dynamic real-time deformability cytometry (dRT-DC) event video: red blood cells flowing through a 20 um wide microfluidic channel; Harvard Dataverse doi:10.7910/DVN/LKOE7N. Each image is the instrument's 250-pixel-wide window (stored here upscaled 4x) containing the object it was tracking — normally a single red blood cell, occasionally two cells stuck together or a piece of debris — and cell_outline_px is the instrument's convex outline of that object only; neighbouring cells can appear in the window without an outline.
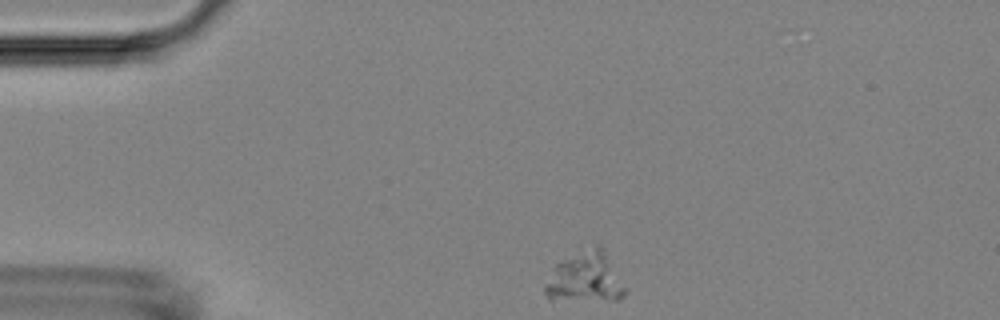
{"species": "Egyptian fruit bat (a non-hibernating species)", "species_latin": "Rousettus aegyptiacus", "temperature_condition": "room temperature", "stored_images_in_passage": 3, "camera_frame_rate_fps": 3000, "um_per_image_px": 0.085, "animal": {"sex": "female"}, "frame": {"image": 1, "passage_image": 1, "time_ms": 0.0, "image_size_px": [1000, 320], "cell_outline_px": [[628, 292], [620, 300], [548, 300], [544, 292], [544, 288], [556, 264], [596, 244], [600, 244], [604, 248]], "centroid_in_image_um": [49.79, 23.63], "position_along_channel_um": 35.2, "area_um2": 23.41}}
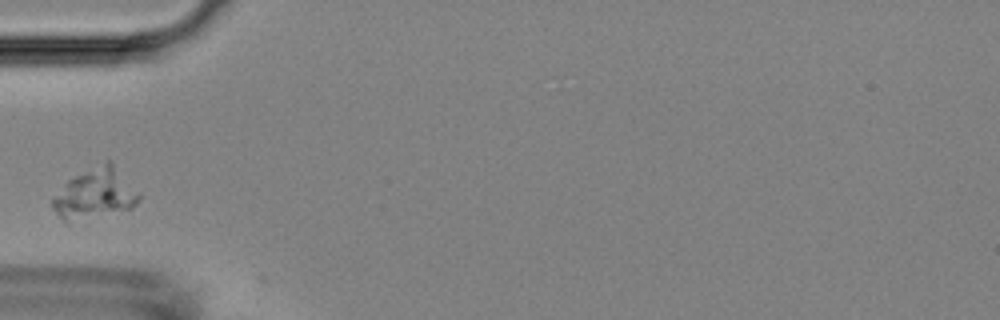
{"frame": {"image": 2, "passage_image": 3, "time_ms": 0.667, "image_size_px": [1000, 320], "cell_outline_px": [[140, 200], [132, 208], [68, 224], [52, 208], [52, 196], [68, 180], [108, 160], [112, 160], [140, 192]], "centroid_in_image_um": [8.11, 16.49], "position_along_channel_um": 76.9, "area_um2": 25.55}}